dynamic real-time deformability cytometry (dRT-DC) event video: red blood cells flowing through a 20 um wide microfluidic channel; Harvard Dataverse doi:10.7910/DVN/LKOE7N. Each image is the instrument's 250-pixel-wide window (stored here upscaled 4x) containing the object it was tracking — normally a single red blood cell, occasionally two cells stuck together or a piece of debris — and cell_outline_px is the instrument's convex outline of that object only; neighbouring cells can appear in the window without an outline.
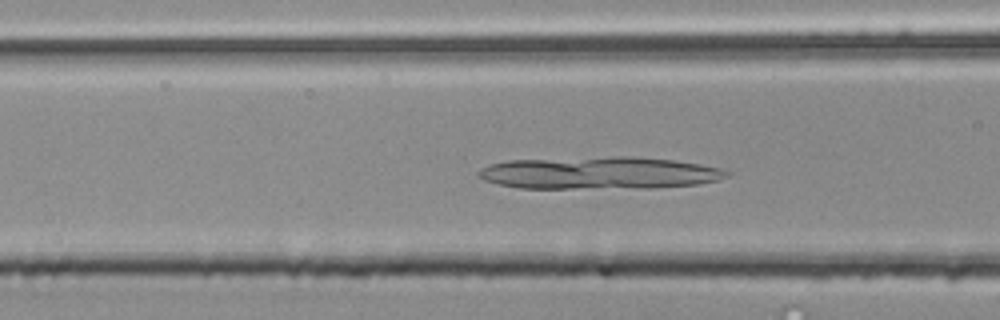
{"species": "common noctule bat (a hibernating species)", "species_latin": "Nyctalus noctula", "temperature_condition": "room temperature", "stored_images_in_passage": 50, "camera_frame_rate_fps": 3000, "um_per_image_px": 0.085, "animal": {"sex": "male", "body_mass_g": 20.4}, "frame": {"image": 1, "passage_image": 17, "time_ms": 5.333, "image_size_px": [1000, 320], "cell_outline_px": [[728, 176], [720, 180], [696, 184], [652, 188], [520, 188], [496, 184], [484, 180], [476, 176], [476, 172], [480, 168], [488, 164], [508, 160], [612, 156], [636, 156], [672, 160], [700, 164], [720, 168], [728, 172]], "centroid_in_image_um": [50.88, 14.7], "position_along_channel_um": 115.7, "area_um2": 47.22}}
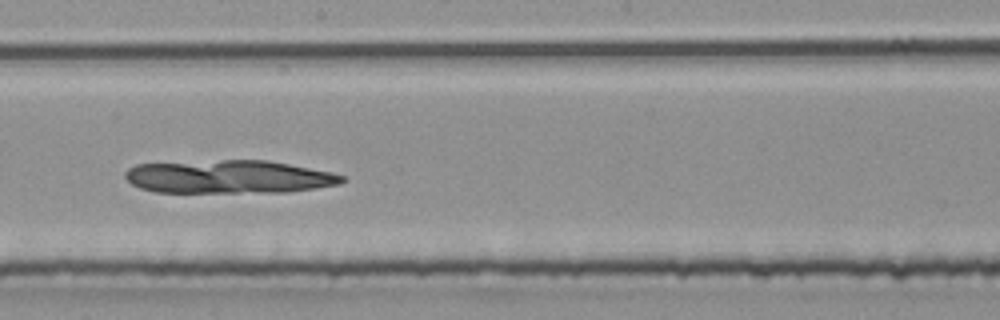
{"frame": {"image": 2, "passage_image": 26, "time_ms": 8.333, "image_size_px": [1000, 320], "cell_outline_px": [[348, 180], [340, 184], [284, 192], [156, 192], [140, 188], [132, 184], [124, 176], [124, 172], [128, 168], [136, 164], [224, 160], [268, 160], [332, 172], [344, 176]], "centroid_in_image_um": [19.45, 15.02], "position_along_channel_um": 228.7, "area_um2": 41.91}}
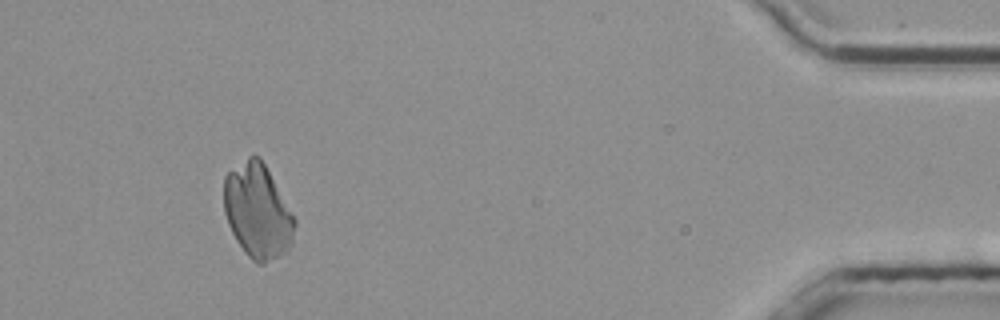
{"frame": {"image": 3, "passage_image": 46, "time_ms": 15.0, "image_size_px": [1000, 320], "cell_outline_px": [[296, 224], [292, 244], [284, 252], [264, 264], [256, 264], [244, 252], [236, 240], [228, 224], [224, 212], [224, 176], [228, 172], [248, 156], [260, 156], [292, 212], [296, 220]], "centroid_in_image_um": [21.89, 17.95], "position_along_channel_um": 413.3, "area_um2": 38.9}}